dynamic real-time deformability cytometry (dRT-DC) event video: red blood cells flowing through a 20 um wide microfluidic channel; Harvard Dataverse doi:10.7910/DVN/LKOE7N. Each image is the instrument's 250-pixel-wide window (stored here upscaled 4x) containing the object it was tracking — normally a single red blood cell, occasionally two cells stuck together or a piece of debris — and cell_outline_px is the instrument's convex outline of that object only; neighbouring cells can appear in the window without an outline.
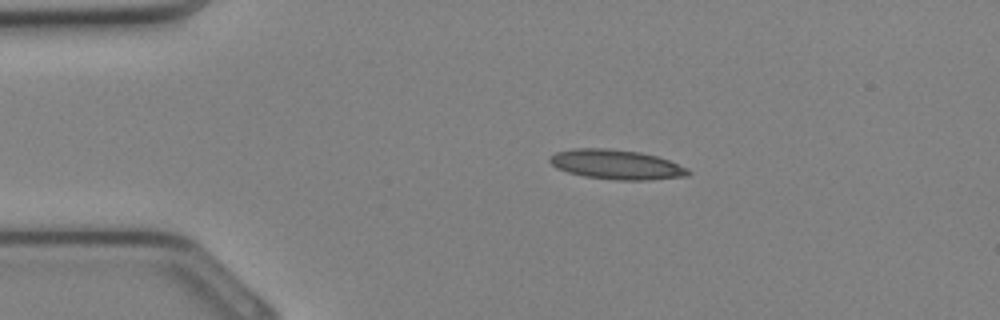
{"species": "Egyptian fruit bat (a non-hibernating species)", "species_latin": "Rousettus aegyptiacus", "temperature_condition": "cold", "stored_images_in_passage": 32, "camera_frame_rate_fps": 3000, "um_per_image_px": 0.085, "animal": {"sex": "female"}, "frame": {"image": 1, "passage_image": 5, "time_ms": 1.333, "image_size_px": [1000, 320], "cell_outline_px": [[692, 172], [688, 176], [648, 180], [616, 180], [584, 176], [568, 172], [556, 168], [548, 160], [556, 152], [572, 148], [608, 148], [640, 152], [656, 156], [668, 160], [688, 168]], "centroid_in_image_um": [52.4, 13.98], "position_along_channel_um": 32.6, "area_um2": 23.93}}
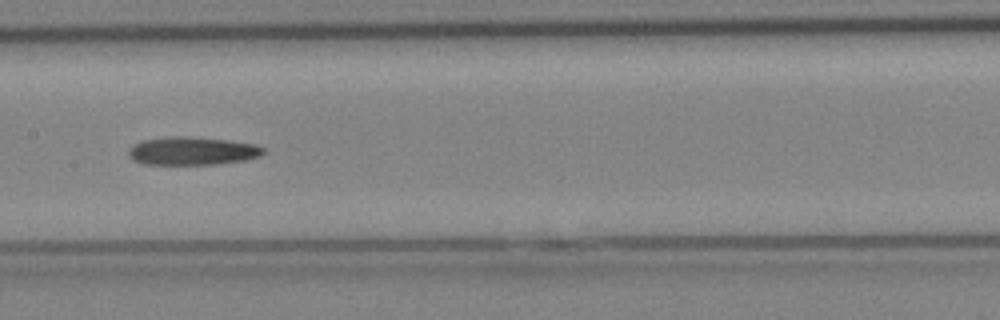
{"frame": {"image": 2, "passage_image": 15, "time_ms": 4.667, "image_size_px": [1000, 320], "cell_outline_px": [[264, 152], [260, 156], [244, 160], [216, 164], [144, 164], [132, 160], [128, 156], [128, 148], [144, 140], [172, 136], [188, 136], [228, 140], [256, 144], [264, 148]], "centroid_in_image_um": [16.34, 12.83], "position_along_channel_um": 191.1, "area_um2": 22.08}}
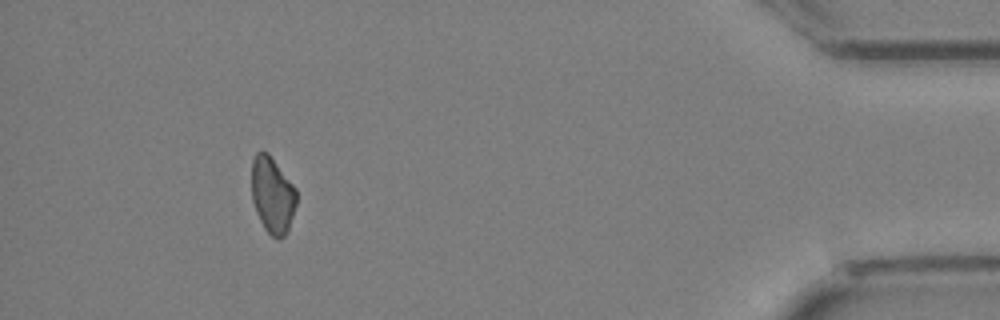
{"frame": {"image": 3, "passage_image": 29, "time_ms": 9.333, "image_size_px": [1000, 320], "cell_outline_px": [[296, 204], [288, 232], [280, 240], [276, 240], [264, 228], [256, 212], [252, 200], [252, 160], [256, 152], [268, 152], [296, 188]], "centroid_in_image_um": [23.16, 16.6], "position_along_channel_um": 412.0, "area_um2": 20.06}}